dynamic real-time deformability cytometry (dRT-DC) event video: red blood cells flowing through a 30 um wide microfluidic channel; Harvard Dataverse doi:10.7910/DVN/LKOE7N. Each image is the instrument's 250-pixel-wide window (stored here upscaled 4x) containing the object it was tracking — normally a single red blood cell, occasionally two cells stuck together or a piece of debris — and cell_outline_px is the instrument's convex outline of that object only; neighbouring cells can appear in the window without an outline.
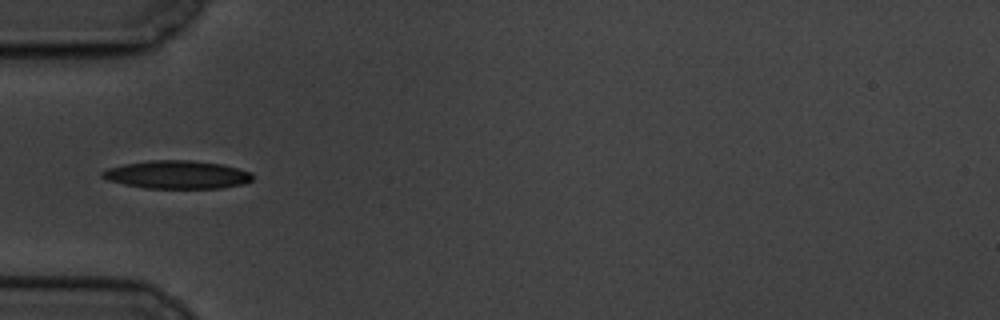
{"species": "common noctule bat (a hibernating species)", "species_latin": "Nyctalus noctula", "temperature_condition": "cold", "stored_images_in_passage": 6, "camera_frame_rate_fps": 3000, "um_per_image_px": 0.085, "animal": {"sex": "male", "body_mass_g": 19.5, "forearm_length_mm": 54.6}, "frame": {"image": 1, "passage_image": 4, "time_ms": 3.667, "image_size_px": [1000, 320], "cell_outline_px": [[252, 180], [244, 184], [220, 188], [144, 188], [124, 184], [108, 180], [100, 176], [100, 172], [108, 168], [124, 164], [148, 160], [192, 160], [224, 164], [252, 172]], "centroid_in_image_um": [15.06, 14.84], "position_along_channel_um": 69.9, "area_um2": 24.8}}
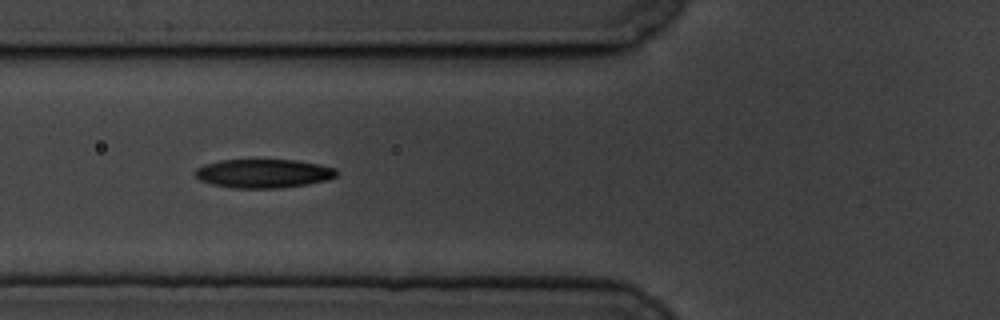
{"frame": {"image": 2, "passage_image": 5, "time_ms": 4.667, "image_size_px": [1000, 320], "cell_outline_px": [[340, 172], [336, 176], [328, 180], [308, 184], [280, 188], [232, 188], [212, 184], [200, 180], [192, 172], [196, 168], [204, 164], [220, 160], [296, 160], [320, 164], [336, 168]], "centroid_in_image_um": [22.41, 14.74], "position_along_channel_um": 103.4, "area_um2": 23.99}}
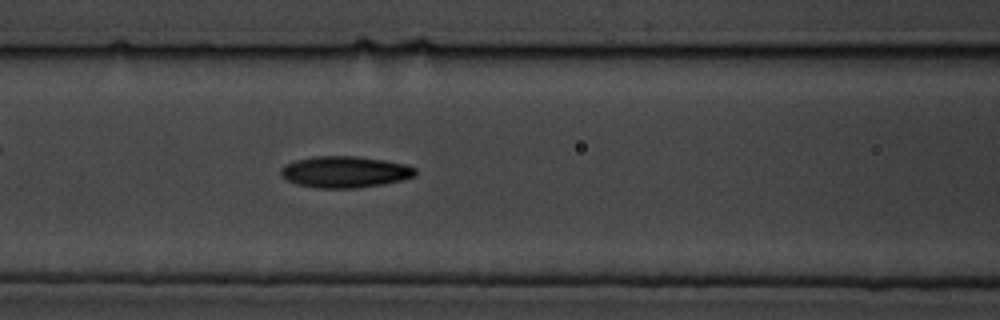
{"frame": {"image": 3, "passage_image": 6, "time_ms": 5.667, "image_size_px": [1000, 320], "cell_outline_px": [[416, 176], [404, 180], [384, 184], [356, 188], [316, 188], [296, 184], [288, 180], [280, 172], [280, 168], [296, 160], [316, 156], [356, 156], [384, 160], [408, 164], [416, 168]], "centroid_in_image_um": [29.38, 14.62], "position_along_channel_um": 137.2, "area_um2": 24.74}}